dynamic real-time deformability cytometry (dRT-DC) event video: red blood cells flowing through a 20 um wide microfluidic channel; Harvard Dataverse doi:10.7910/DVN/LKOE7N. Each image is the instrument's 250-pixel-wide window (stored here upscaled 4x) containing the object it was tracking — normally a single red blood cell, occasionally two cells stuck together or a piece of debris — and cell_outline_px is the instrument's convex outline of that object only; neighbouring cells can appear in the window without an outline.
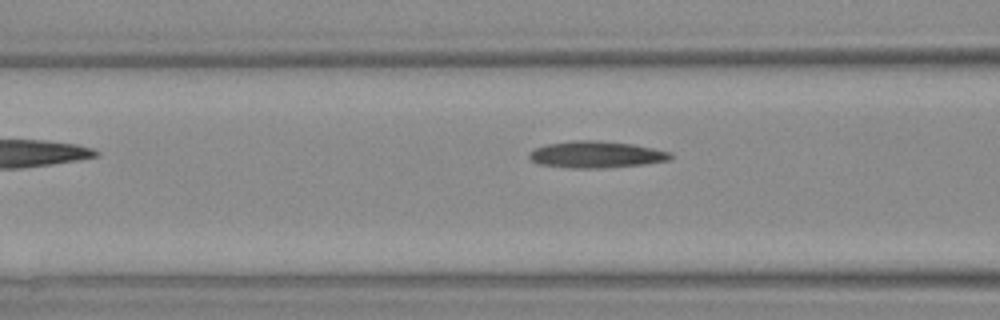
{"species": "Egyptian fruit bat (a non-hibernating species)", "species_latin": "Rousettus aegyptiacus", "temperature_condition": "warm", "stored_images_in_passage": 6, "camera_frame_rate_fps": 3000, "um_per_image_px": 0.085, "animal": {"sex": "female"}, "frame": {"image": 1, "passage_image": 4, "time_ms": 3.667, "image_size_px": [1000, 320], "cell_outline_px": [[672, 156], [668, 160], [644, 164], [604, 168], [572, 168], [540, 164], [532, 160], [528, 156], [528, 152], [536, 148], [548, 144], [576, 140], [596, 140], [632, 144], [652, 148], [668, 152]], "centroid_in_image_um": [50.64, 13.14], "position_along_channel_um": 116.0, "area_um2": 21.68}}
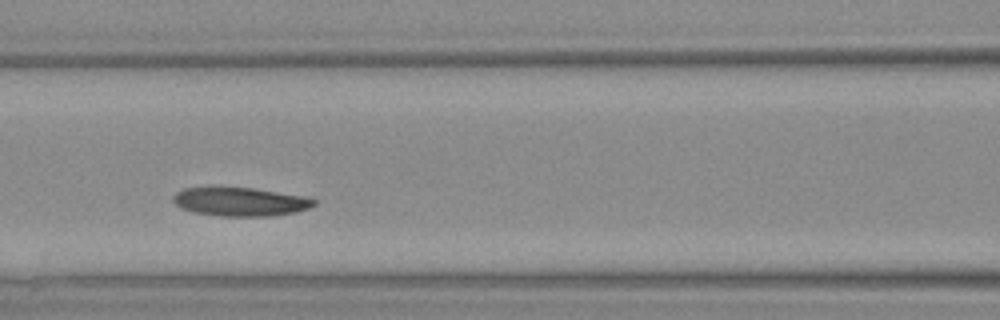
{"frame": {"image": 2, "passage_image": 6, "time_ms": 6.0, "image_size_px": [1000, 320], "cell_outline_px": [[316, 204], [308, 208], [296, 212], [272, 216], [220, 216], [192, 212], [180, 208], [172, 200], [172, 196], [176, 192], [184, 188], [220, 184], [252, 188], [300, 196], [316, 200]], "centroid_in_image_um": [20.3, 17.11], "position_along_channel_um": 146.3, "area_um2": 24.22}}